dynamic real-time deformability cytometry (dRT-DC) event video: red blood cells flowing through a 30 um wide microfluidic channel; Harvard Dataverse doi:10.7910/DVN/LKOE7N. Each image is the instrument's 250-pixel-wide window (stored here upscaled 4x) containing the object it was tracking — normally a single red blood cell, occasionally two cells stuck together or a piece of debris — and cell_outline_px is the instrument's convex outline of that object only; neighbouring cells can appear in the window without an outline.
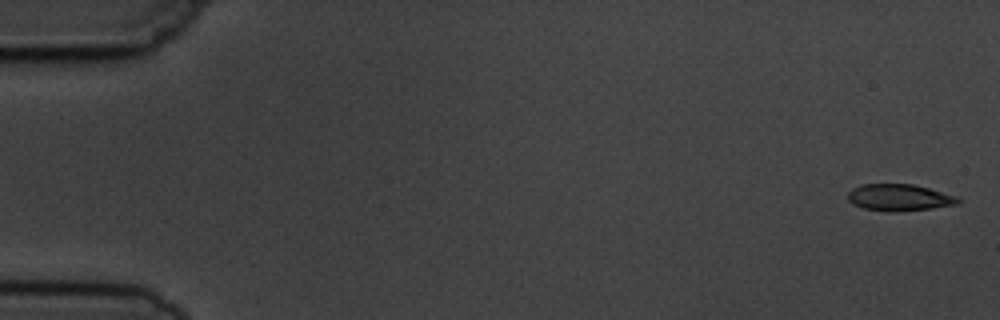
{"species": "common noctule bat (a hibernating species)", "species_latin": "Nyctalus noctula", "temperature_condition": "cold", "stored_images_in_passage": 4, "camera_frame_rate_fps": 3000, "um_per_image_px": 0.085, "animal": {"sex": "male", "body_mass_g": 19.5, "forearm_length_mm": 54.6}, "frame": {"image": 1, "passage_image": 1, "time_ms": 0.0, "image_size_px": [1000, 320], "cell_outline_px": [[960, 200], [956, 204], [932, 208], [892, 212], [864, 208], [852, 204], [848, 200], [848, 192], [852, 188], [860, 184], [912, 184], [928, 188], [956, 196]], "centroid_in_image_um": [76.38, 16.78], "position_along_channel_um": 8.6, "area_um2": 16.99}}